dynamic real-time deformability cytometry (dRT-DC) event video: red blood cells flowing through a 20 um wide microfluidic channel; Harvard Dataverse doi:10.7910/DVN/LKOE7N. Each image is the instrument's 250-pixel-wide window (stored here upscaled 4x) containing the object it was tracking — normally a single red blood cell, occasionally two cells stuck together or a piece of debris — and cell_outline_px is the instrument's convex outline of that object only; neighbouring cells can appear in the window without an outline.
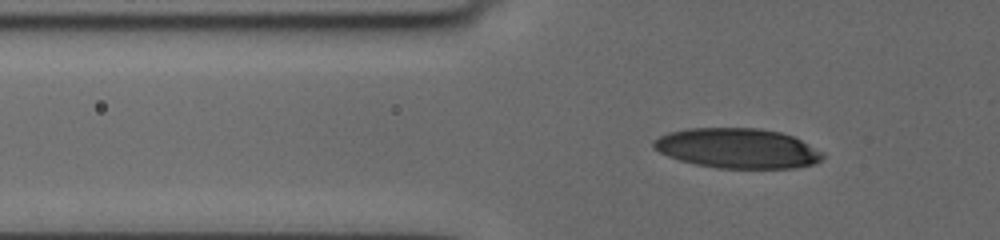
{"species": "human", "species_latin": "Homo sapiens", "temperature_condition": "cold", "stored_images_in_passage": 60, "camera_frame_rate_fps": 3000, "um_per_image_px": 0.085, "donor": {"sex": "female"}, "frame": {"image": 1, "passage_image": 23, "time_ms": 7.333, "image_size_px": [1000, 240], "cell_outline_px": [[824, 156], [820, 160], [812, 164], [792, 168], [716, 168], [696, 164], [680, 160], [668, 156], [652, 148], [652, 140], [668, 132], [688, 128], [760, 128], [780, 132], [792, 136], [824, 152]], "centroid_in_image_um": [62.65, 12.6], "position_along_channel_um": 63.1, "area_um2": 39.36}}
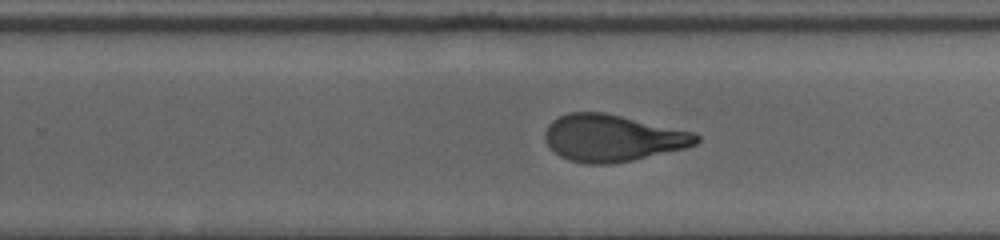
{"frame": {"image": 2, "passage_image": 42, "time_ms": 13.667, "image_size_px": [1000, 240], "cell_outline_px": [[700, 140], [696, 144], [684, 148], [632, 160], [608, 164], [588, 164], [568, 160], [560, 156], [548, 144], [544, 136], [544, 132], [548, 124], [552, 120], [568, 112], [604, 112], [696, 132], [700, 136]], "centroid_in_image_um": [52.07, 11.72], "position_along_channel_um": 277.7, "area_um2": 41.27}}
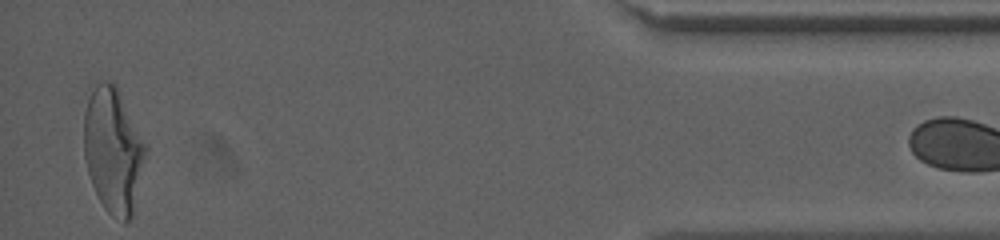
{"frame": {"image": 3, "passage_image": 59, "time_ms": 19.333, "image_size_px": [1000, 240], "cell_outline_px": [[148, 148], [132, 216], [124, 224], [112, 216], [104, 208], [92, 184], [88, 172], [84, 156], [84, 112], [88, 100], [96, 84], [100, 80], [108, 80], [116, 84], [148, 144]], "centroid_in_image_um": [9.65, 12.76], "position_along_channel_um": 425.6, "area_um2": 45.49}}